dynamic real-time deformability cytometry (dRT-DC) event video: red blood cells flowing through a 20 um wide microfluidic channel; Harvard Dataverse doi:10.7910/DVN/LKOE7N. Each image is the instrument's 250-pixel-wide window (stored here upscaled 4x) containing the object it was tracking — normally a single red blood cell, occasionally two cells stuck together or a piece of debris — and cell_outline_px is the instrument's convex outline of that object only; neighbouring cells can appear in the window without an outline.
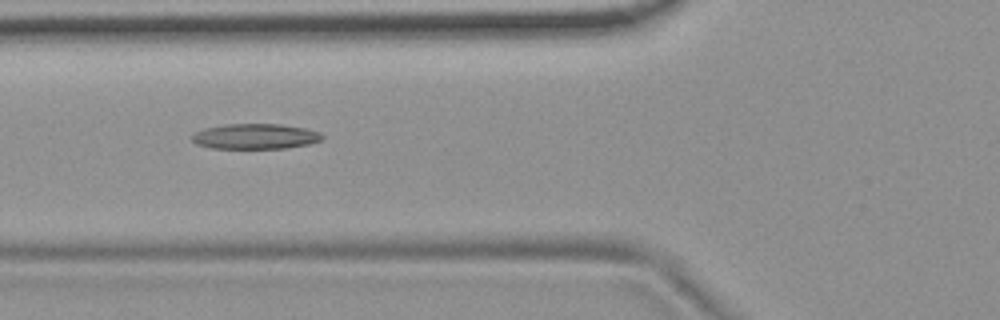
{"species": "common noctule bat (a hibernating species)", "species_latin": "Nyctalus noctula", "temperature_condition": "room temperature", "stored_images_in_passage": 41, "camera_frame_rate_fps": 3000, "um_per_image_px": 0.085, "animal": {"sex": "female", "body_mass_g": 19.9}, "frame": {"image": 1, "passage_image": 7, "time_ms": 2.0, "image_size_px": [1000, 320], "cell_outline_px": [[324, 136], [320, 140], [308, 144], [284, 148], [212, 148], [196, 144], [192, 140], [192, 136], [196, 132], [204, 128], [224, 124], [280, 124], [304, 128], [320, 132]], "centroid_in_image_um": [21.68, 11.59], "position_along_channel_um": 104.1, "area_um2": 19.07}}
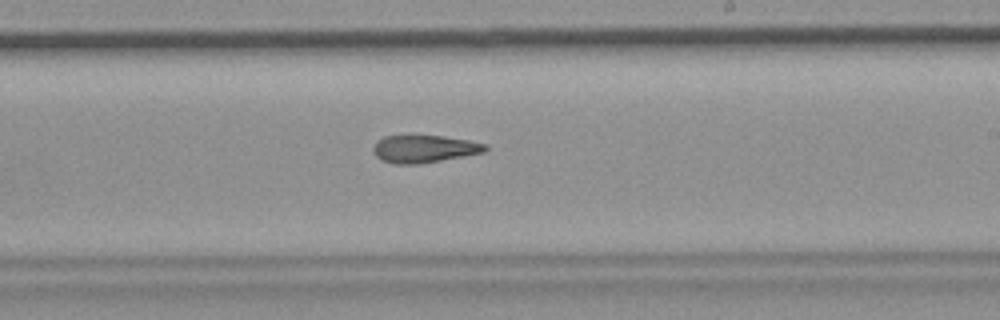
{"frame": {"image": 2, "passage_image": 19, "time_ms": 6.0, "image_size_px": [1000, 320], "cell_outline_px": [[488, 148], [484, 152], [420, 164], [392, 164], [380, 160], [372, 152], [372, 148], [376, 140], [384, 136], [408, 132], [412, 132], [444, 136], [468, 140], [484, 144]], "centroid_in_image_um": [35.94, 12.6], "position_along_channel_um": 253.1, "area_um2": 18.9}}
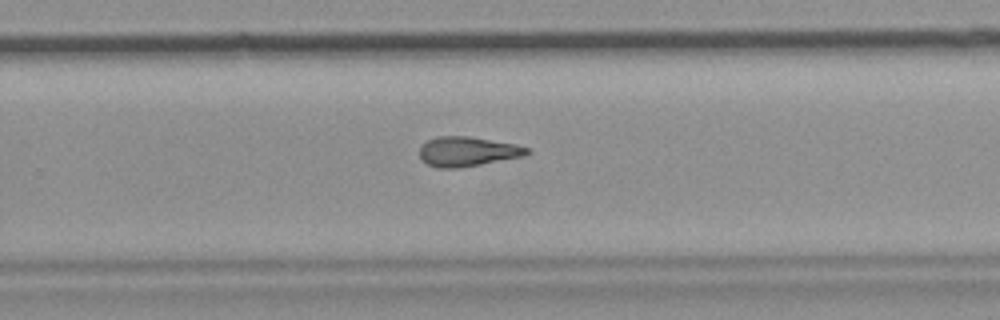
{"frame": {"image": 3, "passage_image": 22, "time_ms": 7.0, "image_size_px": [1000, 320], "cell_outline_px": [[532, 152], [524, 156], [460, 168], [436, 168], [420, 160], [420, 148], [428, 140], [436, 136], [468, 136], [516, 144], [528, 148]], "centroid_in_image_um": [39.74, 12.88], "position_along_channel_um": 290.1, "area_um2": 18.61}, "authors_computed_cell_mechanics": {"area_um2": 18.6116, "velocity_mm_per_s": 3.7293, "shape_relaxation_time_tau1_ms": null, "shape_relaxation_time_tau2_ms": 9.3753, "deformation_change_tau1": null, "deformation_change_tau2": 0.2359}}